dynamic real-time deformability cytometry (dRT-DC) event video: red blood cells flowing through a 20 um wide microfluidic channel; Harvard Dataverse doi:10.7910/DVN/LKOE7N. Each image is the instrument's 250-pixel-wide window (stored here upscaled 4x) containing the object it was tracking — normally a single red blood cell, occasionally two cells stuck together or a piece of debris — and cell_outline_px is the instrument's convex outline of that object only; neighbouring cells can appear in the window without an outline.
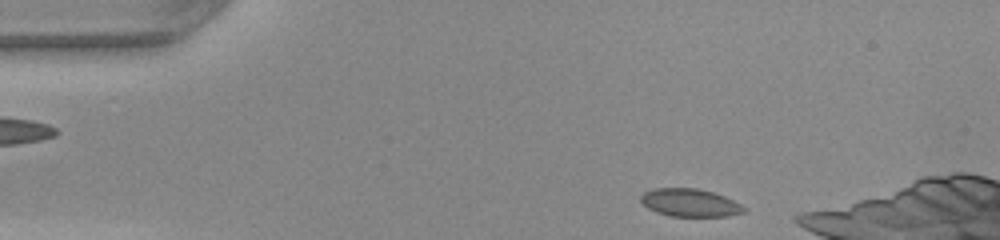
{"species": "common noctule bat (a hibernating species)", "species_latin": "Nyctalus noctula", "temperature_condition": "warm", "stored_images_in_passage": 35, "camera_frame_rate_fps": 3000, "um_per_image_px": 0.085, "animal": {"sex": "female", "body_mass_g": 22.0, "forearm_length_mm": 56.7}, "frame": {"image": 1, "passage_image": 2, "time_ms": 0.333, "image_size_px": [1000, 240], "cell_outline_px": [[748, 208], [744, 212], [728, 216], [672, 216], [656, 212], [648, 208], [640, 200], [640, 196], [644, 192], [652, 188], [696, 188], [712, 192], [724, 196]], "centroid_in_image_um": [58.64, 17.23], "position_along_channel_um": 26.4, "area_um2": 16.7}}
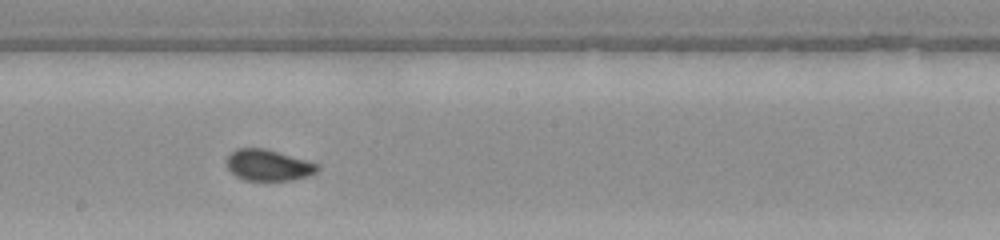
{"frame": {"image": 2, "passage_image": 21, "time_ms": 6.667, "image_size_px": [1000, 240], "cell_outline_px": [[320, 168], [316, 172], [308, 176], [292, 180], [244, 180], [236, 176], [228, 168], [228, 156], [236, 148], [264, 148], [320, 164]], "centroid_in_image_um": [22.84, 14.04], "position_along_channel_um": 225.4, "area_um2": 16.36}}
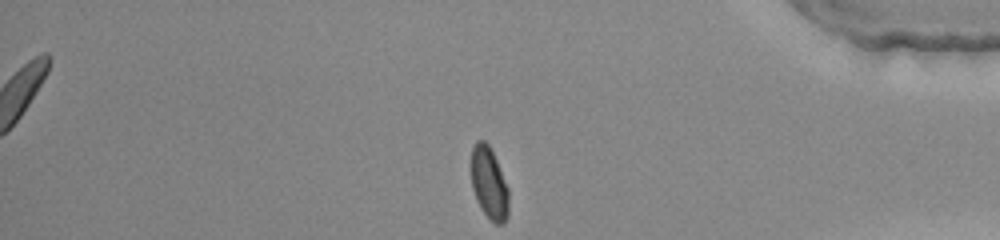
{"frame": {"image": 3, "passage_image": 35, "time_ms": 11.333, "image_size_px": [1000, 240], "cell_outline_px": [[508, 216], [504, 224], [496, 224], [480, 208], [476, 200], [472, 188], [472, 148], [476, 140], [484, 140], [488, 144], [496, 160], [508, 188]], "centroid_in_image_um": [41.57, 15.59], "position_along_channel_um": 393.6, "area_um2": 15.55}, "authors_computed_cell_mechanics": {"area_um2": 16.7042, "velocity_mm_per_s": 4.1875, "shape_relaxation_time_tau1_ms": 5.1391, "shape_relaxation_time_tau2_ms": 0.8186, "deformation_change_tau1": 0.1234, "deformation_change_tau2": 0.049}}